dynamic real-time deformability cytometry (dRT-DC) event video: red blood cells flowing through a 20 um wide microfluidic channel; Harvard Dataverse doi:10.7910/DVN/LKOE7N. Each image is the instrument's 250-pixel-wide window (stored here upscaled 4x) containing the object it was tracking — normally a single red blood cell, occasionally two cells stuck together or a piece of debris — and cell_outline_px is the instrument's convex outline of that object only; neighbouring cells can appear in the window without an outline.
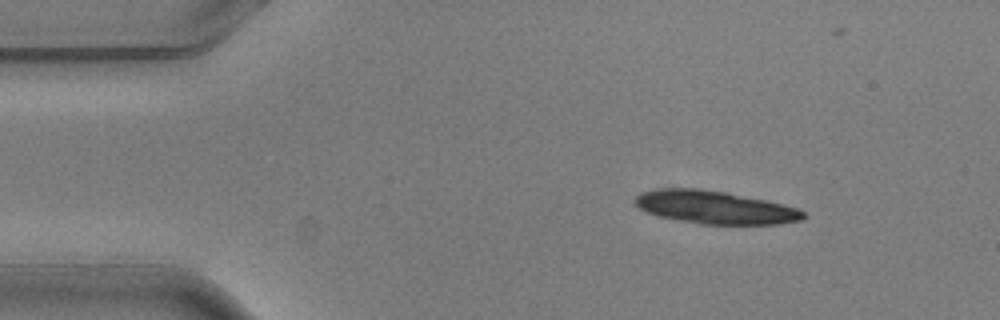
{"species": "common noctule bat (a hibernating species)", "species_latin": "Nyctalus noctula", "temperature_condition": "warm", "stored_images_in_passage": 4, "camera_frame_rate_fps": 3000, "um_per_image_px": 0.085, "animal": {"sex": "male", "body_mass_g": 20.5, "forearm_length_mm": 52.5}, "frame": {"image": 1, "passage_image": 1, "time_ms": 0.0, "image_size_px": [1000, 320], "cell_outline_px": [[808, 216], [800, 220], [780, 224], [700, 224], [656, 216], [640, 208], [632, 200], [640, 192], [660, 188], [700, 188], [728, 192], [768, 200], [800, 208]], "centroid_in_image_um": [60.79, 17.61], "position_along_channel_um": 24.2, "area_um2": 32.77}}
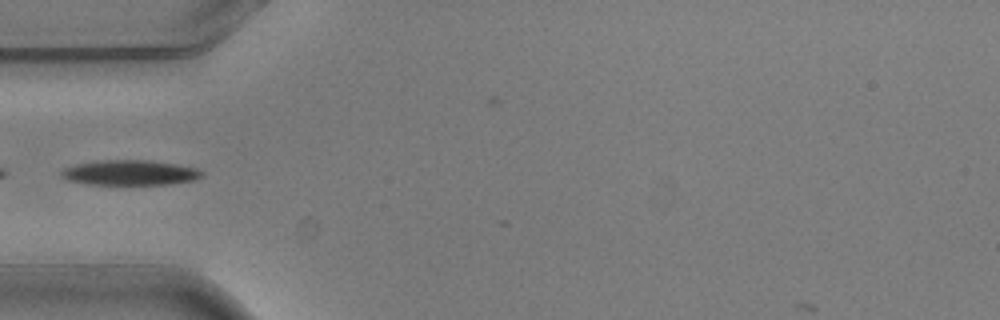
{"frame": {"image": 2, "passage_image": 3, "time_ms": 0.667, "image_size_px": [1000, 320], "cell_outline_px": [[204, 176], [196, 180], [168, 184], [88, 184], [68, 180], [60, 176], [60, 172], [64, 168], [76, 164], [92, 160], [152, 160], [176, 164], [196, 168], [204, 172]], "centroid_in_image_um": [11.05, 14.66], "position_along_channel_um": 73.9, "area_um2": 20.75}}